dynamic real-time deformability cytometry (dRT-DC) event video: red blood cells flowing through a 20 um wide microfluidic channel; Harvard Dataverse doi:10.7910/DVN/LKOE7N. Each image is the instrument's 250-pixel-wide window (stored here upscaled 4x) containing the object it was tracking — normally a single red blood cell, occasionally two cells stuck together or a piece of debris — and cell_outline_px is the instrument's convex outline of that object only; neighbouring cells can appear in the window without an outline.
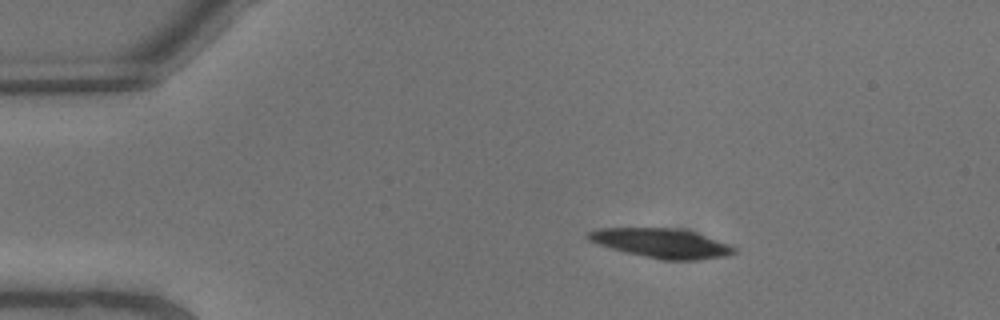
{"species": "common noctule bat (a hibernating species)", "species_latin": "Nyctalus noctula", "temperature_condition": "warm", "stored_images_in_passage": 7, "camera_frame_rate_fps": 3000, "um_per_image_px": 0.085, "animal": {"sex": "male", "body_mass_g": 13.3}, "frame": {"image": 1, "passage_image": 3, "time_ms": 0.667, "image_size_px": [1000, 320], "cell_outline_px": [[736, 252], [728, 256], [696, 260], [664, 260], [624, 252], [588, 240], [584, 236], [588, 232], [596, 228], [668, 228], [692, 232], [728, 244], [736, 248]], "centroid_in_image_um": [56.19, 20.68], "position_along_channel_um": 28.8, "area_um2": 24.62}}
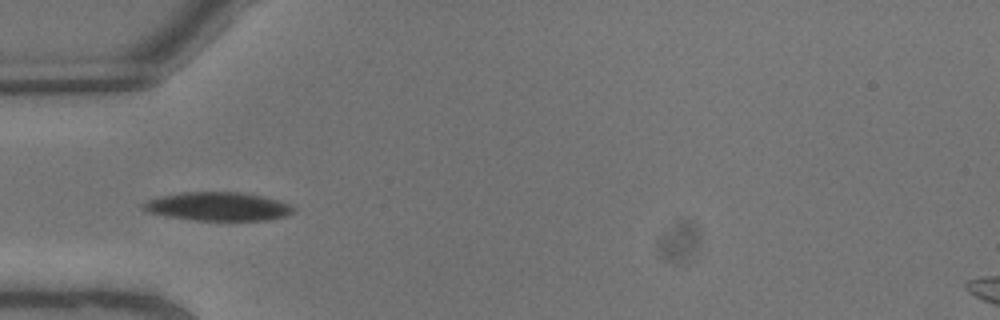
{"frame": {"image": 2, "passage_image": 6, "time_ms": 1.667, "image_size_px": [1000, 320], "cell_outline_px": [[296, 212], [288, 216], [268, 220], [196, 220], [168, 216], [148, 212], [140, 208], [140, 204], [148, 200], [160, 196], [184, 192], [244, 192], [264, 196], [280, 200], [292, 204], [296, 208]], "centroid_in_image_um": [18.61, 17.54], "position_along_channel_um": 66.4, "area_um2": 25.37}}
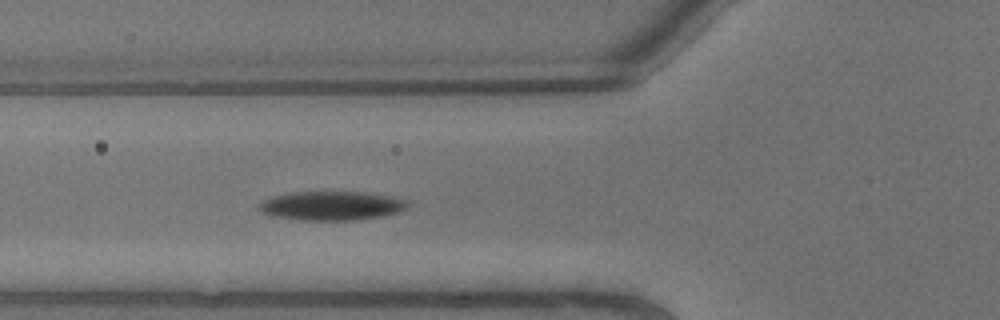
{"frame": {"image": 3, "passage_image": 7, "time_ms": 2.0, "image_size_px": [1000, 320], "cell_outline_px": [[408, 204], [400, 212], [380, 216], [356, 220], [300, 220], [268, 216], [256, 208], [264, 200], [272, 196], [292, 192], [364, 192], [392, 196], [404, 200]], "centroid_in_image_um": [28.12, 17.49], "position_along_channel_um": 97.7, "area_um2": 25.14}}